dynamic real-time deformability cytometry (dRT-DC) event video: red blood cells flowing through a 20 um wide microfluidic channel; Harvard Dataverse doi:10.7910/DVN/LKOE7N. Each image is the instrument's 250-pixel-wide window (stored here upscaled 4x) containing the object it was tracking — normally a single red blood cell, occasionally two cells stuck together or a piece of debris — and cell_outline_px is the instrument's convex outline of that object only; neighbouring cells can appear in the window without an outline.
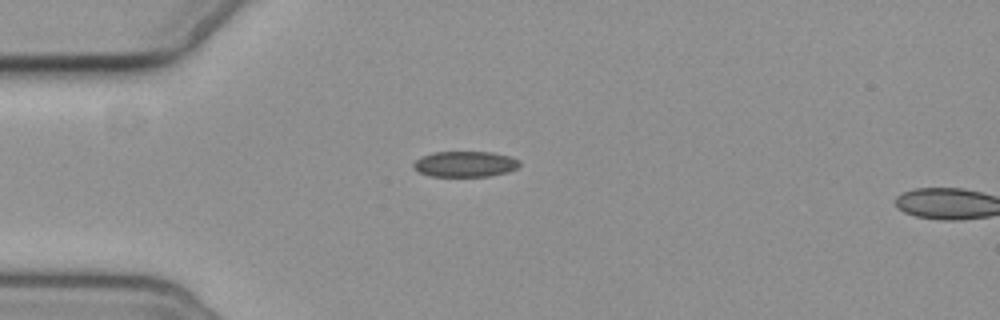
{"species": "common noctule bat (a hibernating species)", "species_latin": "Nyctalus noctula", "temperature_condition": "cold", "stored_images_in_passage": 2, "camera_frame_rate_fps": 3000, "um_per_image_px": 0.085, "animal": {"sex": "female", "body_mass_g": 19.3, "forearm_length_mm": 54.1}, "frame": {"image": 1, "passage_image": 1, "time_ms": 0.0, "image_size_px": [1000, 320], "cell_outline_px": [[520, 164], [516, 168], [508, 172], [488, 176], [432, 176], [420, 172], [412, 168], [412, 164], [420, 156], [432, 152], [492, 152], [508, 156], [520, 160]], "centroid_in_image_um": [39.5, 13.94], "position_along_channel_um": 45.5, "area_um2": 15.9}}